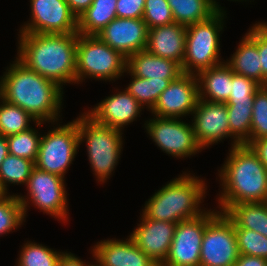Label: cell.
Masks as SVG:
<instances>
[{
    "instance_id": "cell-34",
    "label": "cell",
    "mask_w": 267,
    "mask_h": 266,
    "mask_svg": "<svg viewBox=\"0 0 267 266\" xmlns=\"http://www.w3.org/2000/svg\"><path fill=\"white\" fill-rule=\"evenodd\" d=\"M239 254L267 259V237L234 224Z\"/></svg>"
},
{
    "instance_id": "cell-1",
    "label": "cell",
    "mask_w": 267,
    "mask_h": 266,
    "mask_svg": "<svg viewBox=\"0 0 267 266\" xmlns=\"http://www.w3.org/2000/svg\"><path fill=\"white\" fill-rule=\"evenodd\" d=\"M63 88L27 68L17 58L0 77V97L29 113L37 122H60Z\"/></svg>"
},
{
    "instance_id": "cell-26",
    "label": "cell",
    "mask_w": 267,
    "mask_h": 266,
    "mask_svg": "<svg viewBox=\"0 0 267 266\" xmlns=\"http://www.w3.org/2000/svg\"><path fill=\"white\" fill-rule=\"evenodd\" d=\"M118 0H93L78 18V34L97 35L116 16Z\"/></svg>"
},
{
    "instance_id": "cell-31",
    "label": "cell",
    "mask_w": 267,
    "mask_h": 266,
    "mask_svg": "<svg viewBox=\"0 0 267 266\" xmlns=\"http://www.w3.org/2000/svg\"><path fill=\"white\" fill-rule=\"evenodd\" d=\"M63 253L48 246L27 241L22 246L16 262L17 266H58Z\"/></svg>"
},
{
    "instance_id": "cell-44",
    "label": "cell",
    "mask_w": 267,
    "mask_h": 266,
    "mask_svg": "<svg viewBox=\"0 0 267 266\" xmlns=\"http://www.w3.org/2000/svg\"><path fill=\"white\" fill-rule=\"evenodd\" d=\"M9 154L7 139L0 135V165L5 157Z\"/></svg>"
},
{
    "instance_id": "cell-35",
    "label": "cell",
    "mask_w": 267,
    "mask_h": 266,
    "mask_svg": "<svg viewBox=\"0 0 267 266\" xmlns=\"http://www.w3.org/2000/svg\"><path fill=\"white\" fill-rule=\"evenodd\" d=\"M267 138V89L261 86L255 93L252 106L250 144Z\"/></svg>"
},
{
    "instance_id": "cell-13",
    "label": "cell",
    "mask_w": 267,
    "mask_h": 266,
    "mask_svg": "<svg viewBox=\"0 0 267 266\" xmlns=\"http://www.w3.org/2000/svg\"><path fill=\"white\" fill-rule=\"evenodd\" d=\"M30 20L19 33L69 34L78 32V18L66 0H30Z\"/></svg>"
},
{
    "instance_id": "cell-23",
    "label": "cell",
    "mask_w": 267,
    "mask_h": 266,
    "mask_svg": "<svg viewBox=\"0 0 267 266\" xmlns=\"http://www.w3.org/2000/svg\"><path fill=\"white\" fill-rule=\"evenodd\" d=\"M199 99L226 103L231 92L232 70L224 62L200 71L197 75Z\"/></svg>"
},
{
    "instance_id": "cell-24",
    "label": "cell",
    "mask_w": 267,
    "mask_h": 266,
    "mask_svg": "<svg viewBox=\"0 0 267 266\" xmlns=\"http://www.w3.org/2000/svg\"><path fill=\"white\" fill-rule=\"evenodd\" d=\"M167 2L172 10L174 22L185 26L205 21L221 8L217 0H167Z\"/></svg>"
},
{
    "instance_id": "cell-22",
    "label": "cell",
    "mask_w": 267,
    "mask_h": 266,
    "mask_svg": "<svg viewBox=\"0 0 267 266\" xmlns=\"http://www.w3.org/2000/svg\"><path fill=\"white\" fill-rule=\"evenodd\" d=\"M127 69L136 77L150 80H175L183 74L178 62L158 57L146 50L132 54L127 59Z\"/></svg>"
},
{
    "instance_id": "cell-14",
    "label": "cell",
    "mask_w": 267,
    "mask_h": 266,
    "mask_svg": "<svg viewBox=\"0 0 267 266\" xmlns=\"http://www.w3.org/2000/svg\"><path fill=\"white\" fill-rule=\"evenodd\" d=\"M191 115L195 137L202 149L229 137L231 147L240 145L230 135L226 103L199 99Z\"/></svg>"
},
{
    "instance_id": "cell-43",
    "label": "cell",
    "mask_w": 267,
    "mask_h": 266,
    "mask_svg": "<svg viewBox=\"0 0 267 266\" xmlns=\"http://www.w3.org/2000/svg\"><path fill=\"white\" fill-rule=\"evenodd\" d=\"M71 12L79 18V16L91 5L93 0H66Z\"/></svg>"
},
{
    "instance_id": "cell-2",
    "label": "cell",
    "mask_w": 267,
    "mask_h": 266,
    "mask_svg": "<svg viewBox=\"0 0 267 266\" xmlns=\"http://www.w3.org/2000/svg\"><path fill=\"white\" fill-rule=\"evenodd\" d=\"M17 58L27 68L56 82L76 84L78 32L69 34H18Z\"/></svg>"
},
{
    "instance_id": "cell-10",
    "label": "cell",
    "mask_w": 267,
    "mask_h": 266,
    "mask_svg": "<svg viewBox=\"0 0 267 266\" xmlns=\"http://www.w3.org/2000/svg\"><path fill=\"white\" fill-rule=\"evenodd\" d=\"M181 118L156 117L145 121L150 139L164 153L175 158H190L202 151L198 144L192 124Z\"/></svg>"
},
{
    "instance_id": "cell-5",
    "label": "cell",
    "mask_w": 267,
    "mask_h": 266,
    "mask_svg": "<svg viewBox=\"0 0 267 266\" xmlns=\"http://www.w3.org/2000/svg\"><path fill=\"white\" fill-rule=\"evenodd\" d=\"M79 145L86 143L87 156L96 180L105 183L114 173L123 151V132L99 124L85 112L78 117Z\"/></svg>"
},
{
    "instance_id": "cell-21",
    "label": "cell",
    "mask_w": 267,
    "mask_h": 266,
    "mask_svg": "<svg viewBox=\"0 0 267 266\" xmlns=\"http://www.w3.org/2000/svg\"><path fill=\"white\" fill-rule=\"evenodd\" d=\"M242 37L233 55L225 61L231 70L262 86V68L258 52V22Z\"/></svg>"
},
{
    "instance_id": "cell-29",
    "label": "cell",
    "mask_w": 267,
    "mask_h": 266,
    "mask_svg": "<svg viewBox=\"0 0 267 266\" xmlns=\"http://www.w3.org/2000/svg\"><path fill=\"white\" fill-rule=\"evenodd\" d=\"M129 74L131 81L125 88L143 107L151 111L159 99L160 94L169 86L173 80H150L134 76L128 69L125 71ZM146 105V107H145Z\"/></svg>"
},
{
    "instance_id": "cell-25",
    "label": "cell",
    "mask_w": 267,
    "mask_h": 266,
    "mask_svg": "<svg viewBox=\"0 0 267 266\" xmlns=\"http://www.w3.org/2000/svg\"><path fill=\"white\" fill-rule=\"evenodd\" d=\"M225 214L238 228L253 230L267 237V202L235 204Z\"/></svg>"
},
{
    "instance_id": "cell-9",
    "label": "cell",
    "mask_w": 267,
    "mask_h": 266,
    "mask_svg": "<svg viewBox=\"0 0 267 266\" xmlns=\"http://www.w3.org/2000/svg\"><path fill=\"white\" fill-rule=\"evenodd\" d=\"M53 129L40 139L35 167L65 178V174L78 153V117L67 124L52 123ZM54 124H57L55 127Z\"/></svg>"
},
{
    "instance_id": "cell-3",
    "label": "cell",
    "mask_w": 267,
    "mask_h": 266,
    "mask_svg": "<svg viewBox=\"0 0 267 266\" xmlns=\"http://www.w3.org/2000/svg\"><path fill=\"white\" fill-rule=\"evenodd\" d=\"M230 148L218 170L222 190L216 208L225 213L235 204L267 202V169L258 155L244 144Z\"/></svg>"
},
{
    "instance_id": "cell-12",
    "label": "cell",
    "mask_w": 267,
    "mask_h": 266,
    "mask_svg": "<svg viewBox=\"0 0 267 266\" xmlns=\"http://www.w3.org/2000/svg\"><path fill=\"white\" fill-rule=\"evenodd\" d=\"M211 210L177 223L168 256L160 266H199L205 227L219 212Z\"/></svg>"
},
{
    "instance_id": "cell-16",
    "label": "cell",
    "mask_w": 267,
    "mask_h": 266,
    "mask_svg": "<svg viewBox=\"0 0 267 266\" xmlns=\"http://www.w3.org/2000/svg\"><path fill=\"white\" fill-rule=\"evenodd\" d=\"M97 36L128 59L145 50L148 27L142 18H115Z\"/></svg>"
},
{
    "instance_id": "cell-28",
    "label": "cell",
    "mask_w": 267,
    "mask_h": 266,
    "mask_svg": "<svg viewBox=\"0 0 267 266\" xmlns=\"http://www.w3.org/2000/svg\"><path fill=\"white\" fill-rule=\"evenodd\" d=\"M35 164L31 160L8 154L0 165V191L8 193V186L25 185ZM9 184V185H8Z\"/></svg>"
},
{
    "instance_id": "cell-4",
    "label": "cell",
    "mask_w": 267,
    "mask_h": 266,
    "mask_svg": "<svg viewBox=\"0 0 267 266\" xmlns=\"http://www.w3.org/2000/svg\"><path fill=\"white\" fill-rule=\"evenodd\" d=\"M206 190L205 180L183 172L150 196L142 213L152 220L173 223L198 217L206 211L200 206Z\"/></svg>"
},
{
    "instance_id": "cell-36",
    "label": "cell",
    "mask_w": 267,
    "mask_h": 266,
    "mask_svg": "<svg viewBox=\"0 0 267 266\" xmlns=\"http://www.w3.org/2000/svg\"><path fill=\"white\" fill-rule=\"evenodd\" d=\"M142 19L148 29L174 23L172 10L167 0H145Z\"/></svg>"
},
{
    "instance_id": "cell-15",
    "label": "cell",
    "mask_w": 267,
    "mask_h": 266,
    "mask_svg": "<svg viewBox=\"0 0 267 266\" xmlns=\"http://www.w3.org/2000/svg\"><path fill=\"white\" fill-rule=\"evenodd\" d=\"M198 100L197 76L183 73L170 82L150 112L156 117L182 118L192 114Z\"/></svg>"
},
{
    "instance_id": "cell-20",
    "label": "cell",
    "mask_w": 267,
    "mask_h": 266,
    "mask_svg": "<svg viewBox=\"0 0 267 266\" xmlns=\"http://www.w3.org/2000/svg\"><path fill=\"white\" fill-rule=\"evenodd\" d=\"M186 26L179 23L148 29L145 50L153 55L178 62L185 56Z\"/></svg>"
},
{
    "instance_id": "cell-46",
    "label": "cell",
    "mask_w": 267,
    "mask_h": 266,
    "mask_svg": "<svg viewBox=\"0 0 267 266\" xmlns=\"http://www.w3.org/2000/svg\"><path fill=\"white\" fill-rule=\"evenodd\" d=\"M230 1H239V2H241V1H244V0H230ZM249 1V0H248ZM245 2H246V0H245Z\"/></svg>"
},
{
    "instance_id": "cell-40",
    "label": "cell",
    "mask_w": 267,
    "mask_h": 266,
    "mask_svg": "<svg viewBox=\"0 0 267 266\" xmlns=\"http://www.w3.org/2000/svg\"><path fill=\"white\" fill-rule=\"evenodd\" d=\"M92 263H89L85 260H81V258L75 256V254L71 252H65L62 254L58 266H92Z\"/></svg>"
},
{
    "instance_id": "cell-41",
    "label": "cell",
    "mask_w": 267,
    "mask_h": 266,
    "mask_svg": "<svg viewBox=\"0 0 267 266\" xmlns=\"http://www.w3.org/2000/svg\"><path fill=\"white\" fill-rule=\"evenodd\" d=\"M234 266H267V259L240 254Z\"/></svg>"
},
{
    "instance_id": "cell-6",
    "label": "cell",
    "mask_w": 267,
    "mask_h": 266,
    "mask_svg": "<svg viewBox=\"0 0 267 266\" xmlns=\"http://www.w3.org/2000/svg\"><path fill=\"white\" fill-rule=\"evenodd\" d=\"M222 8L209 19L186 26L183 73L197 75L225 62L220 56V34L224 31V19L227 17Z\"/></svg>"
},
{
    "instance_id": "cell-27",
    "label": "cell",
    "mask_w": 267,
    "mask_h": 266,
    "mask_svg": "<svg viewBox=\"0 0 267 266\" xmlns=\"http://www.w3.org/2000/svg\"><path fill=\"white\" fill-rule=\"evenodd\" d=\"M0 135L7 137L30 129L31 121L40 127L44 122H37L29 113L17 105L0 97Z\"/></svg>"
},
{
    "instance_id": "cell-7",
    "label": "cell",
    "mask_w": 267,
    "mask_h": 266,
    "mask_svg": "<svg viewBox=\"0 0 267 266\" xmlns=\"http://www.w3.org/2000/svg\"><path fill=\"white\" fill-rule=\"evenodd\" d=\"M127 69V58L97 35L78 34L76 49V84L88 77L102 81H116ZM85 78V79H84Z\"/></svg>"
},
{
    "instance_id": "cell-30",
    "label": "cell",
    "mask_w": 267,
    "mask_h": 266,
    "mask_svg": "<svg viewBox=\"0 0 267 266\" xmlns=\"http://www.w3.org/2000/svg\"><path fill=\"white\" fill-rule=\"evenodd\" d=\"M230 135L240 145H250L253 103H226Z\"/></svg>"
},
{
    "instance_id": "cell-33",
    "label": "cell",
    "mask_w": 267,
    "mask_h": 266,
    "mask_svg": "<svg viewBox=\"0 0 267 266\" xmlns=\"http://www.w3.org/2000/svg\"><path fill=\"white\" fill-rule=\"evenodd\" d=\"M23 207L17 194L0 196V237L17 230L25 222Z\"/></svg>"
},
{
    "instance_id": "cell-17",
    "label": "cell",
    "mask_w": 267,
    "mask_h": 266,
    "mask_svg": "<svg viewBox=\"0 0 267 266\" xmlns=\"http://www.w3.org/2000/svg\"><path fill=\"white\" fill-rule=\"evenodd\" d=\"M140 223L130 233L137 247L161 265L170 249L177 223L152 220L143 213Z\"/></svg>"
},
{
    "instance_id": "cell-8",
    "label": "cell",
    "mask_w": 267,
    "mask_h": 266,
    "mask_svg": "<svg viewBox=\"0 0 267 266\" xmlns=\"http://www.w3.org/2000/svg\"><path fill=\"white\" fill-rule=\"evenodd\" d=\"M27 196L17 197L22 204L26 220L30 202L43 213L62 222L68 221V199L65 178L34 166L26 184ZM68 211V212H67Z\"/></svg>"
},
{
    "instance_id": "cell-37",
    "label": "cell",
    "mask_w": 267,
    "mask_h": 266,
    "mask_svg": "<svg viewBox=\"0 0 267 266\" xmlns=\"http://www.w3.org/2000/svg\"><path fill=\"white\" fill-rule=\"evenodd\" d=\"M260 87L252 79L232 71L231 92L226 103H253L254 95Z\"/></svg>"
},
{
    "instance_id": "cell-19",
    "label": "cell",
    "mask_w": 267,
    "mask_h": 266,
    "mask_svg": "<svg viewBox=\"0 0 267 266\" xmlns=\"http://www.w3.org/2000/svg\"><path fill=\"white\" fill-rule=\"evenodd\" d=\"M91 254L101 266H160L140 250L133 239H107L98 241Z\"/></svg>"
},
{
    "instance_id": "cell-39",
    "label": "cell",
    "mask_w": 267,
    "mask_h": 266,
    "mask_svg": "<svg viewBox=\"0 0 267 266\" xmlns=\"http://www.w3.org/2000/svg\"><path fill=\"white\" fill-rule=\"evenodd\" d=\"M258 52L262 68V86L267 83V22H258Z\"/></svg>"
},
{
    "instance_id": "cell-32",
    "label": "cell",
    "mask_w": 267,
    "mask_h": 266,
    "mask_svg": "<svg viewBox=\"0 0 267 266\" xmlns=\"http://www.w3.org/2000/svg\"><path fill=\"white\" fill-rule=\"evenodd\" d=\"M30 128L18 134L7 136L9 154L36 162L42 134Z\"/></svg>"
},
{
    "instance_id": "cell-38",
    "label": "cell",
    "mask_w": 267,
    "mask_h": 266,
    "mask_svg": "<svg viewBox=\"0 0 267 266\" xmlns=\"http://www.w3.org/2000/svg\"><path fill=\"white\" fill-rule=\"evenodd\" d=\"M145 0H118L116 4L117 18H142Z\"/></svg>"
},
{
    "instance_id": "cell-42",
    "label": "cell",
    "mask_w": 267,
    "mask_h": 266,
    "mask_svg": "<svg viewBox=\"0 0 267 266\" xmlns=\"http://www.w3.org/2000/svg\"><path fill=\"white\" fill-rule=\"evenodd\" d=\"M249 146L258 155L259 159L267 169V138L255 140Z\"/></svg>"
},
{
    "instance_id": "cell-18",
    "label": "cell",
    "mask_w": 267,
    "mask_h": 266,
    "mask_svg": "<svg viewBox=\"0 0 267 266\" xmlns=\"http://www.w3.org/2000/svg\"><path fill=\"white\" fill-rule=\"evenodd\" d=\"M117 90L85 113L99 124L123 131L144 108L126 89Z\"/></svg>"
},
{
    "instance_id": "cell-45",
    "label": "cell",
    "mask_w": 267,
    "mask_h": 266,
    "mask_svg": "<svg viewBox=\"0 0 267 266\" xmlns=\"http://www.w3.org/2000/svg\"><path fill=\"white\" fill-rule=\"evenodd\" d=\"M92 266H101V265H99L98 263L96 264V261H95Z\"/></svg>"
},
{
    "instance_id": "cell-11",
    "label": "cell",
    "mask_w": 267,
    "mask_h": 266,
    "mask_svg": "<svg viewBox=\"0 0 267 266\" xmlns=\"http://www.w3.org/2000/svg\"><path fill=\"white\" fill-rule=\"evenodd\" d=\"M239 255L234 223L219 211L205 227L199 266H234Z\"/></svg>"
}]
</instances>
